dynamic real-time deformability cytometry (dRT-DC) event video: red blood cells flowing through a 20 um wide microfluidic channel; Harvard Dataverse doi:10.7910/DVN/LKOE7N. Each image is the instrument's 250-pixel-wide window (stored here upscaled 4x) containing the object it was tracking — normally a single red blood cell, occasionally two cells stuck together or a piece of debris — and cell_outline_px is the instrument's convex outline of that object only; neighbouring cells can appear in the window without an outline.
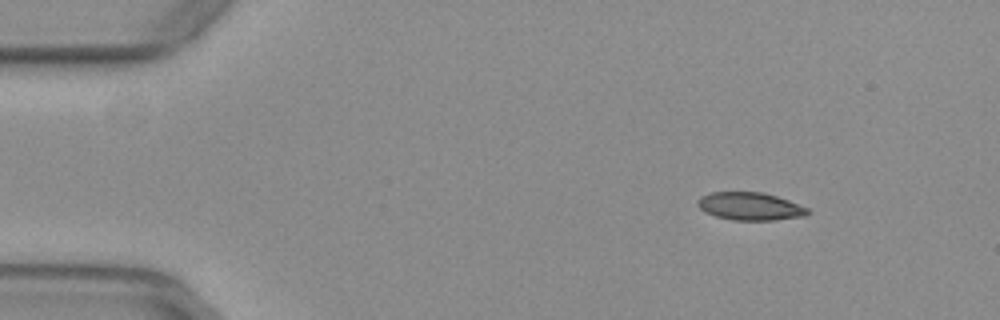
{"species": "common noctule bat (a hibernating species)", "species_latin": "Nyctalus noctula", "temperature_condition": "warm", "stored_images_in_passage": 47, "camera_frame_rate_fps": 3000, "um_per_image_px": 0.085, "animal": {"sex": "female", "body_mass_g": 29.2, "forearm_length_mm": 56.3}, "frame": {"image": 1, "passage_image": 1, "time_ms": 0.0, "image_size_px": [1000, 320], "cell_outline_px": [[808, 216], [776, 220], [732, 220], [716, 216], [704, 212], [696, 204], [696, 200], [700, 196], [712, 192], [764, 192], [788, 200], [808, 208]], "centroid_in_image_um": [63.74, 17.54], "position_along_channel_um": 21.3, "area_um2": 17.98}}
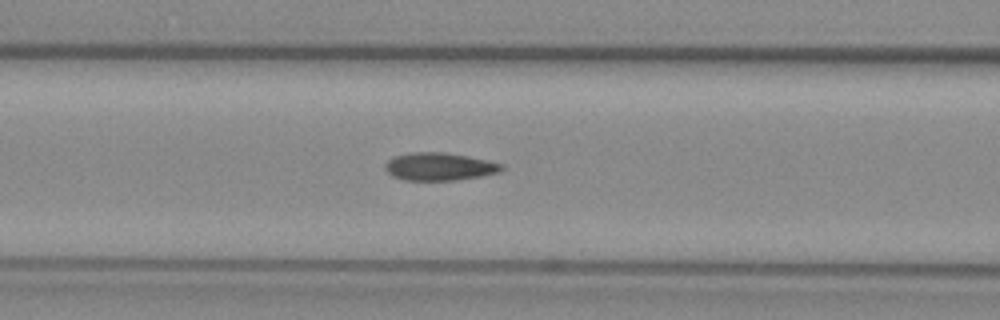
{"frame": {"image": 2, "passage_image": 16, "time_ms": 5.0, "image_size_px": [1000, 320], "cell_outline_px": [[504, 168], [500, 172], [480, 176], [456, 180], [404, 180], [392, 176], [384, 168], [384, 164], [388, 160], [396, 156], [412, 152], [444, 152], [468, 156], [504, 164]], "centroid_in_image_um": [37.35, 14.16], "position_along_channel_um": 129.3, "area_um2": 18.84}}
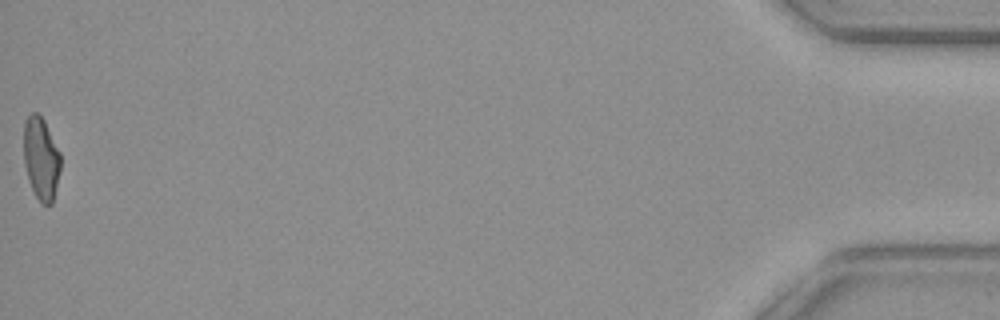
{"frame": {"image": 3, "passage_image": 47, "time_ms": 15.333, "image_size_px": [1000, 320], "cell_outline_px": [[60, 168], [52, 204], [40, 204], [28, 180], [24, 164], [24, 120], [32, 112], [36, 112], [44, 120], [60, 152]], "centroid_in_image_um": [3.48, 13.46], "position_along_channel_um": 431.7, "area_um2": 17.69}, "authors_computed_cell_mechanics": {"area_um2": 18.6116, "velocity_mm_per_s": 3.9432, "shape_relaxation_time_tau1_ms": 10.0555, "shape_relaxation_time_tau2_ms": 1.6852, "deformation_change_tau1": 0.2097, "deformation_change_tau2": 0.065}}